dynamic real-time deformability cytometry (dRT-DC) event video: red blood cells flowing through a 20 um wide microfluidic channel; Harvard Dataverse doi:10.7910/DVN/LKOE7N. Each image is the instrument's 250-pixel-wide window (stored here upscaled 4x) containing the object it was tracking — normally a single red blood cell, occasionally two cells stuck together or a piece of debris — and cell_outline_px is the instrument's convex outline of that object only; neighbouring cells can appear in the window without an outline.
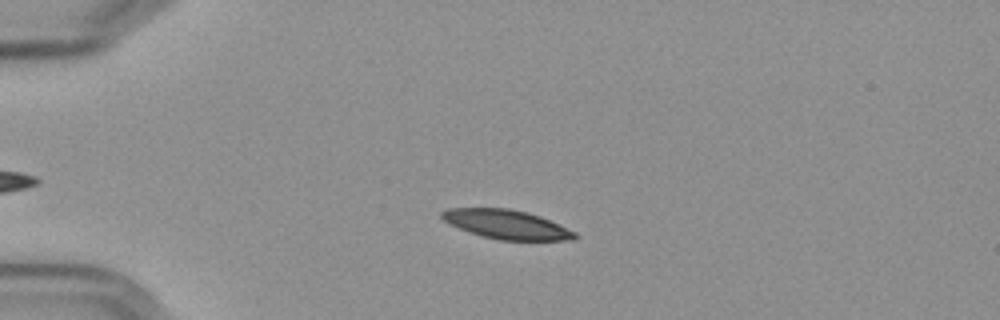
{"species": "Egyptian fruit bat (a non-hibernating species)", "species_latin": "Rousettus aegyptiacus", "temperature_condition": "cold", "stored_images_in_passage": 50, "camera_frame_rate_fps": 3000, "um_per_image_px": 0.085, "frame": {"image": 1, "passage_image": 13, "time_ms": 4.0, "image_size_px": [1000, 320], "cell_outline_px": [[580, 236], [576, 240], [500, 240], [480, 236], [468, 232], [444, 220], [440, 216], [440, 212], [448, 208], [508, 208], [540, 216], [576, 232]], "centroid_in_image_um": [43.07, 19.08], "position_along_channel_um": 41.9, "area_um2": 22.48}}
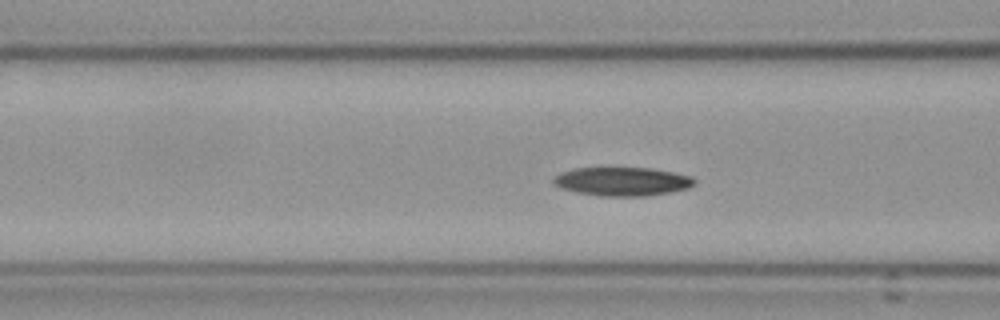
{"frame": {"image": 2, "passage_image": 22, "time_ms": 7.0, "image_size_px": [1000, 320], "cell_outline_px": [[696, 184], [688, 188], [668, 192], [644, 196], [600, 196], [576, 192], [560, 188], [552, 180], [556, 176], [564, 172], [576, 168], [652, 168], [692, 176], [696, 180]], "centroid_in_image_um": [52.93, 15.43], "position_along_channel_um": 113.7, "area_um2": 23.35}}
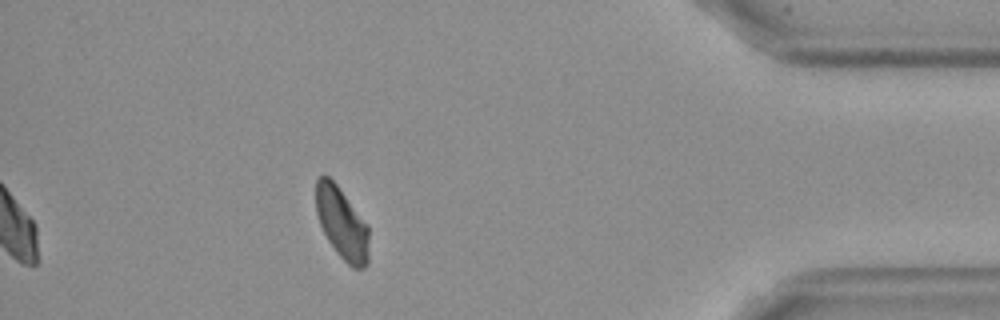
{"frame": {"image": 3, "passage_image": 50, "time_ms": 16.333, "image_size_px": [1000, 320], "cell_outline_px": [[368, 264], [364, 268], [352, 268], [336, 252], [328, 240], [320, 224], [316, 212], [316, 180], [324, 172], [336, 184], [368, 224]], "centroid_in_image_um": [29.06, 18.97], "position_along_channel_um": 406.1, "area_um2": 22.14}, "authors_computed_cell_mechanics": {"area_um2": 23.0333, "velocity_mm_per_s": 3.5697, "shape_relaxation_time_tau1_ms": 11.0276, "shape_relaxation_time_tau2_ms": null, "deformation_change_tau1": 0.1815, "deformation_change_tau2": null}}